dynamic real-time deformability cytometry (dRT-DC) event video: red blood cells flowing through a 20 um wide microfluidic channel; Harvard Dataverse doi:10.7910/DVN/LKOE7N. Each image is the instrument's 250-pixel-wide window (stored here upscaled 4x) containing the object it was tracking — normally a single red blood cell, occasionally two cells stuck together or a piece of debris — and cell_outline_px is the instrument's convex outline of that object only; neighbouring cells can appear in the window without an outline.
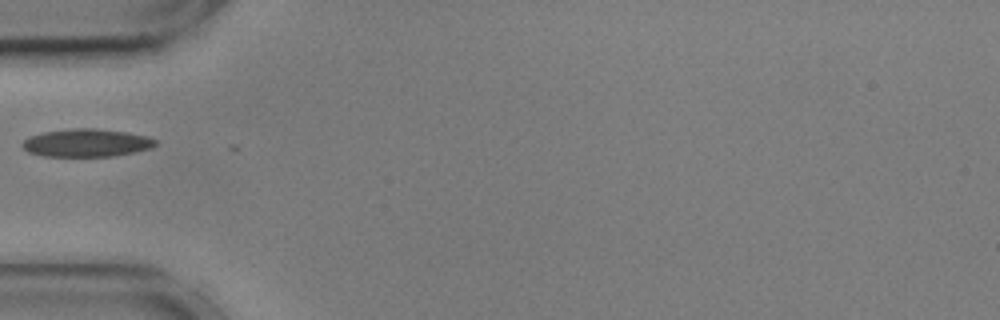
{"species": "common noctule bat (a hibernating species)", "species_latin": "Nyctalus noctula", "temperature_condition": "cold", "stored_images_in_passage": 13, "camera_frame_rate_fps": 3000, "um_per_image_px": 0.085, "animal": {"sex": "male", "body_mass_g": 17.9, "forearm_length_mm": 54.2}, "frame": {"image": 1, "passage_image": 1, "time_ms": 0.0, "image_size_px": [1000, 320], "cell_outline_px": [[156, 144], [152, 148], [136, 152], [112, 156], [44, 156], [28, 152], [20, 144], [28, 136], [44, 132], [76, 128], [96, 128], [128, 132], [148, 136], [156, 140]], "centroid_in_image_um": [7.37, 12.14], "position_along_channel_um": 77.6, "area_um2": 21.73}}
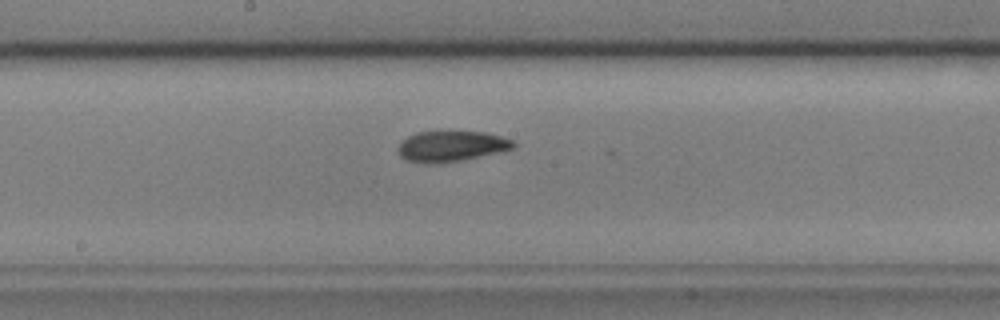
{"frame": {"image": 2, "passage_image": 12, "time_ms": 3.667, "image_size_px": [1000, 320], "cell_outline_px": [[516, 144], [512, 148], [500, 152], [440, 164], [424, 164], [404, 160], [400, 156], [396, 148], [408, 136], [416, 132], [484, 132], [500, 136], [512, 140]], "centroid_in_image_um": [38.31, 12.45], "position_along_channel_um": 209.9, "area_um2": 20.58}}